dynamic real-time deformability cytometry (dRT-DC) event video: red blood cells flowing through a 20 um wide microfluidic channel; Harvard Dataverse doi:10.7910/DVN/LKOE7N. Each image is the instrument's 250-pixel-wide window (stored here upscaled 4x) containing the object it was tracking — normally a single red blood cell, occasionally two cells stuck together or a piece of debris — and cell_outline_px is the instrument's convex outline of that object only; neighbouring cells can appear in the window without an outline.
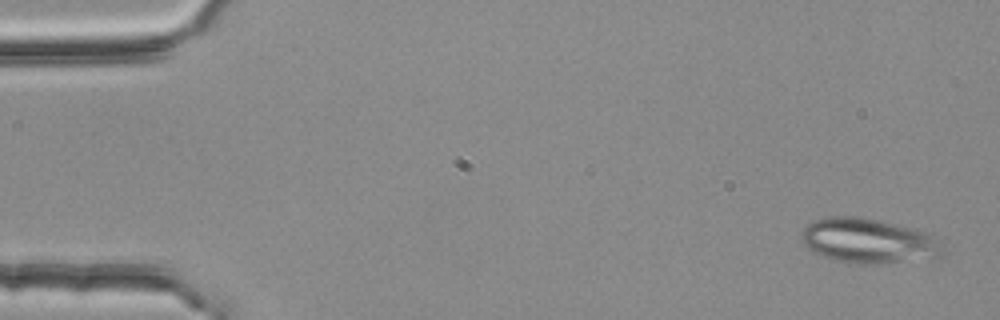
{"species": "common noctule bat (a hibernating species)", "species_latin": "Nyctalus noctula", "temperature_condition": "room temperature", "stored_images_in_passage": 4, "camera_frame_rate_fps": 3000, "um_per_image_px": 0.085, "animal": {"sex": "female", "body_mass_g": 25.1}, "frame": {"image": 1, "passage_image": 1, "time_ms": 0.0, "image_size_px": [1000, 320], "cell_outline_px": [[944, 256], [900, 260], [836, 260], [812, 252], [800, 240], [800, 232], [812, 220], [832, 216], [860, 216], [880, 220], [916, 228], [932, 232], [944, 240]], "centroid_in_image_um": [73.87, 20.38], "position_along_channel_um": 11.1, "area_um2": 36.36}}